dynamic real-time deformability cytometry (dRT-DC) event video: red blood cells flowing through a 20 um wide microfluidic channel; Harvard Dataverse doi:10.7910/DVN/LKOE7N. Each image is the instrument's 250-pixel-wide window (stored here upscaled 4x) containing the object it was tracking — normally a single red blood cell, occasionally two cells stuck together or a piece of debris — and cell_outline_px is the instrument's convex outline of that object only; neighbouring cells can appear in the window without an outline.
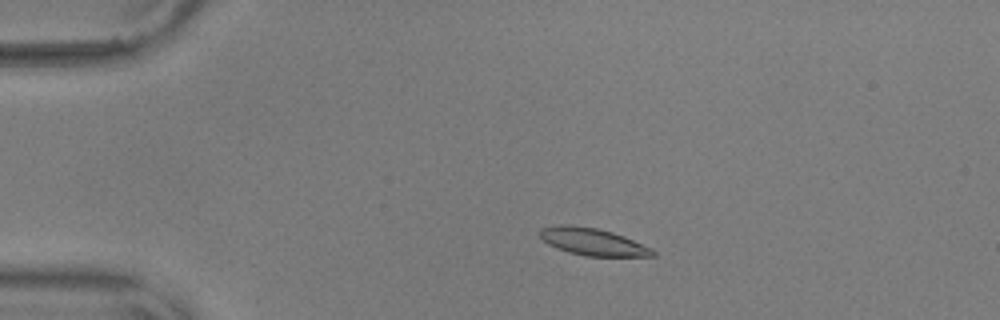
{"species": "common noctule bat (a hibernating species)", "species_latin": "Nyctalus noctula", "temperature_condition": "warm", "stored_images_in_passage": 45, "camera_frame_rate_fps": 3000, "um_per_image_px": 0.085, "animal": {"sex": "male", "body_mass_g": 17.9, "forearm_length_mm": 54.2}, "frame": {"image": 1, "passage_image": 1, "time_ms": 0.0, "image_size_px": [1000, 320], "cell_outline_px": [[656, 256], [584, 256], [568, 252], [556, 248], [548, 244], [540, 236], [540, 228], [560, 224], [568, 224], [596, 228], [612, 232], [624, 236], [652, 248], [656, 252]], "centroid_in_image_um": [50.38, 20.55], "position_along_channel_um": 34.6, "area_um2": 17.92}}
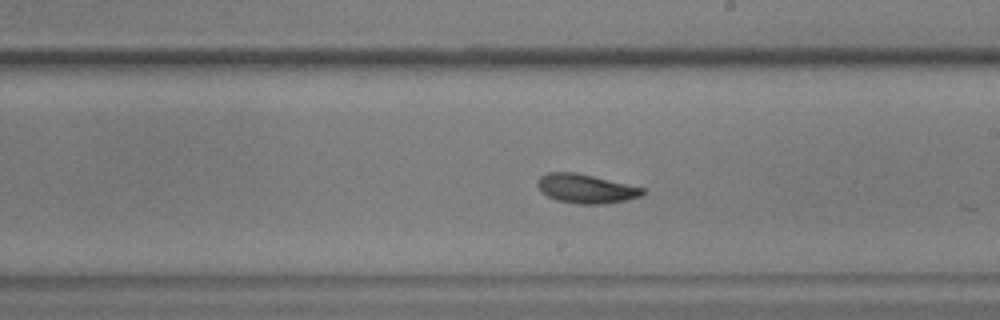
{"frame": {"image": 2, "passage_image": 22, "time_ms": 7.0, "image_size_px": [1000, 320], "cell_outline_px": [[644, 192], [640, 196], [628, 200], [604, 204], [580, 204], [556, 200], [540, 192], [536, 184], [536, 180], [540, 176], [548, 172], [576, 172], [644, 188]], "centroid_in_image_um": [49.75, 16.03], "position_along_channel_um": 239.3, "area_um2": 17.86}}
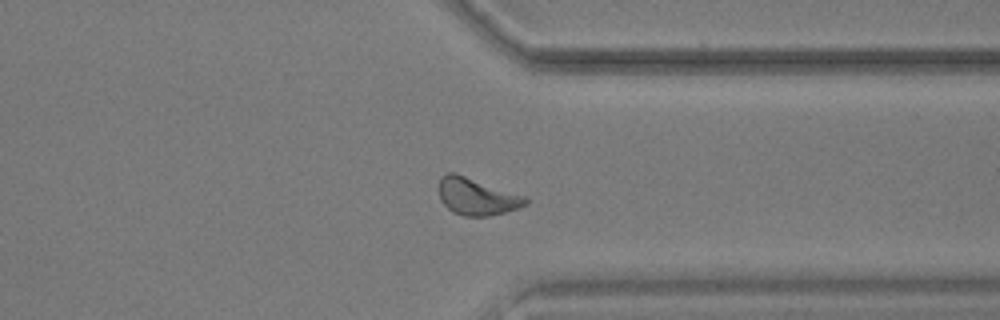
{"frame": {"image": 3, "passage_image": 33, "time_ms": 10.667, "image_size_px": [1000, 320], "cell_outline_px": [[528, 204], [520, 208], [488, 216], [464, 216], [452, 212], [440, 200], [440, 176], [448, 172], [456, 172], [528, 196]], "centroid_in_image_um": [40.57, 16.69], "position_along_channel_um": 370.8, "area_um2": 19.07}, "authors_computed_cell_mechanics": {"area_um2": 18.2648, "velocity_mm_per_s": 3.6086, "shape_relaxation_time_tau1_ms": 2.6678, "shape_relaxation_time_tau2_ms": 2.2106, "deformation_change_tau1": 0.1223, "deformation_change_tau2": 0.0647}}